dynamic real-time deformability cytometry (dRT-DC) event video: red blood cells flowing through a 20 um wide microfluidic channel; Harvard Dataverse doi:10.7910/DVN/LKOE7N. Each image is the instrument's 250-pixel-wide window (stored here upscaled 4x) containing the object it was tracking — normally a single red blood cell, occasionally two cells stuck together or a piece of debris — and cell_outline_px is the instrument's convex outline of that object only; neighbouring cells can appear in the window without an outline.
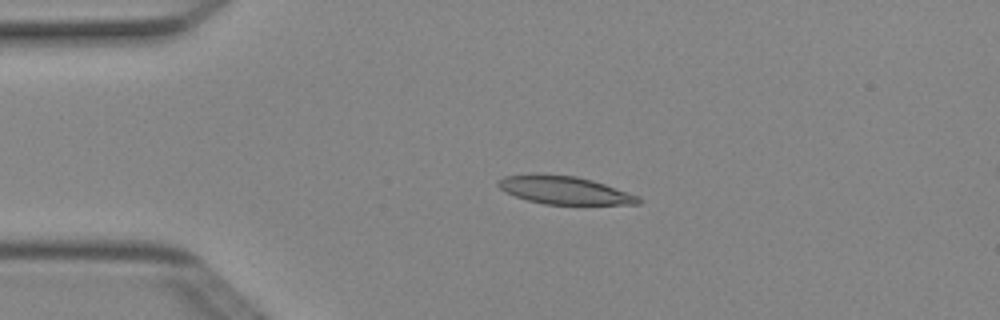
{"species": "Egyptian fruit bat (a non-hibernating species)", "species_latin": "Rousettus aegyptiacus", "temperature_condition": "cold", "stored_images_in_passage": 5, "camera_frame_rate_fps": 3000, "um_per_image_px": 0.085, "animal": {"sex": "female"}, "frame": {"image": 1, "passage_image": 3, "time_ms": 0.667, "image_size_px": [1000, 320], "cell_outline_px": [[640, 204], [544, 204], [528, 200], [504, 192], [496, 184], [496, 180], [504, 176], [532, 172], [576, 176], [592, 180], [640, 196]], "centroid_in_image_um": [47.9, 16.14], "position_along_channel_um": 37.1, "area_um2": 23.12}}
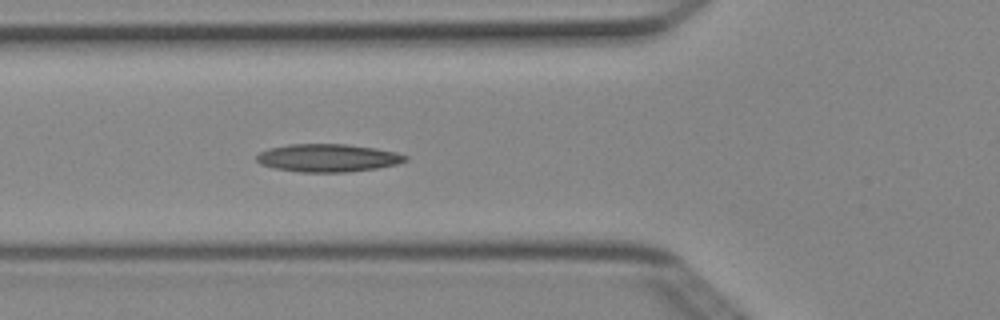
{"frame": {"image": 2, "passage_image": 5, "time_ms": 1.333, "image_size_px": [1000, 320], "cell_outline_px": [[408, 160], [396, 164], [376, 168], [348, 172], [300, 172], [272, 168], [260, 164], [256, 160], [256, 156], [260, 152], [268, 148], [288, 144], [348, 144], [376, 148], [396, 152], [408, 156]], "centroid_in_image_um": [27.85, 13.42], "position_along_channel_um": 98.0, "area_um2": 24.33}}